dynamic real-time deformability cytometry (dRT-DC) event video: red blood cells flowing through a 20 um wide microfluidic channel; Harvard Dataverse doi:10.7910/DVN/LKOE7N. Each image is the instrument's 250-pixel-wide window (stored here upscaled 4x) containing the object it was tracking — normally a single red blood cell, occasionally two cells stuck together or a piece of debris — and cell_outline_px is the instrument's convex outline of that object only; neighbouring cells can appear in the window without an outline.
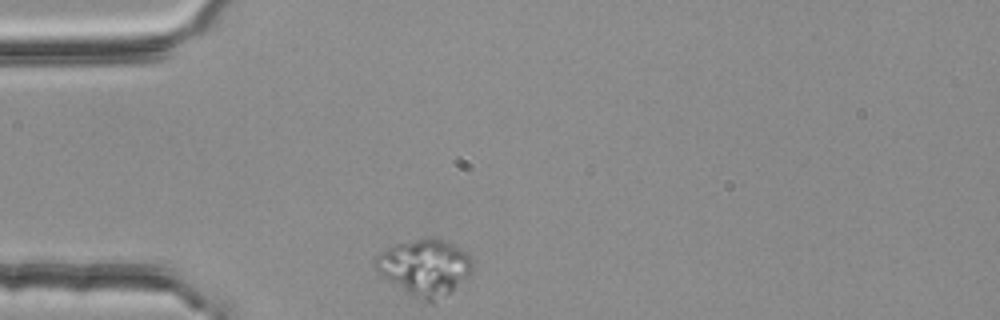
{"species": "common noctule bat (a hibernating species)", "species_latin": "Nyctalus noctula", "temperature_condition": "room temperature", "stored_images_in_passage": 33, "camera_frame_rate_fps": 3000, "um_per_image_px": 0.085, "animal": {"sex": "female", "body_mass_g": 25.1}, "frame": {"image": 1, "passage_image": 1, "time_ms": 0.0, "image_size_px": [1000, 320], "cell_outline_px": [[472, 272], [468, 276], [448, 292], [432, 304], [408, 292], [384, 276], [376, 268], [376, 256], [392, 244], [440, 236], [460, 248], [472, 260]], "centroid_in_image_um": [36.13, 22.68], "position_along_channel_um": 48.9, "area_um2": 30.92}}
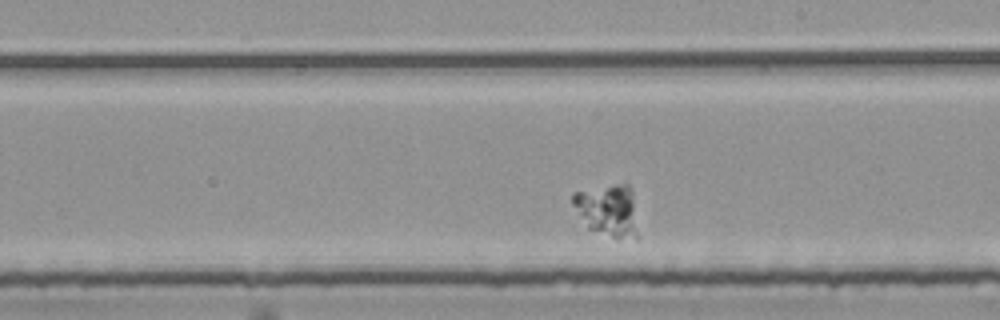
{"frame": {"image": 2, "passage_image": 19, "time_ms": 6.0, "image_size_px": [1000, 320], "cell_outline_px": [[640, 236], [636, 240], [616, 240], [588, 228], [572, 204], [572, 192], [616, 184], [628, 184], [632, 192]], "centroid_in_image_um": [51.73, 17.94], "position_along_channel_um": 237.3, "area_um2": 20.35}}
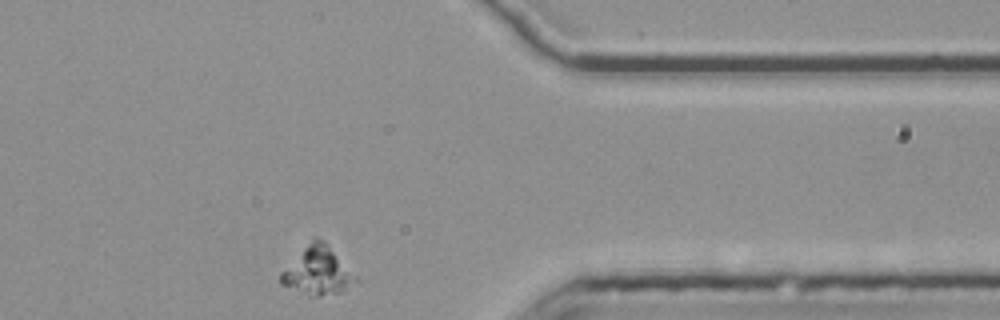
{"frame": {"image": 3, "passage_image": 33, "time_ms": 10.667, "image_size_px": [1000, 320], "cell_outline_px": [[360, 280], [340, 292], [320, 296], [308, 296], [280, 284], [280, 272], [312, 236], [316, 236]], "centroid_in_image_um": [26.92, 23.05], "position_along_channel_um": 384.5, "area_um2": 20.58}}